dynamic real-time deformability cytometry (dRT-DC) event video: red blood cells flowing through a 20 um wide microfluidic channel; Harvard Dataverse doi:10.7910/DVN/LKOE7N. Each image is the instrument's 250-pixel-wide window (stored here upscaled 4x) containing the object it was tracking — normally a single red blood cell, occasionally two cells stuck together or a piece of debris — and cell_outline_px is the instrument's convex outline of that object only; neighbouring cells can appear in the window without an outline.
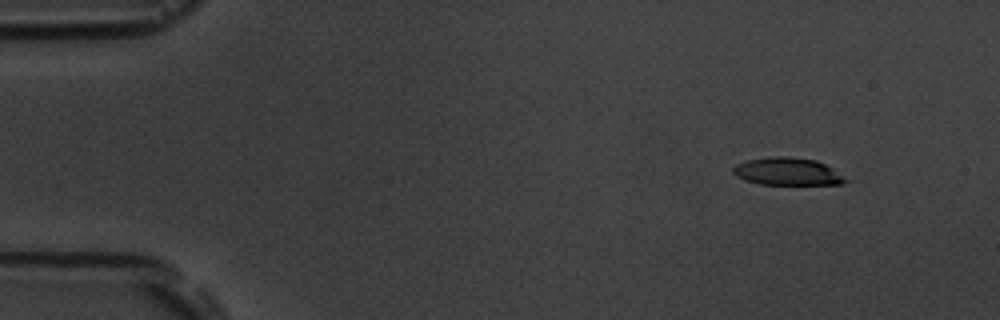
{"species": "common noctule bat (a hibernating species)", "species_latin": "Nyctalus noctula", "temperature_condition": "room temperature", "stored_images_in_passage": 5, "camera_frame_rate_fps": 3000, "um_per_image_px": 0.085, "animal": {"sex": "male", "body_mass_g": 19.5, "forearm_length_mm": 54.6}, "frame": {"image": 1, "passage_image": 2, "time_ms": 1.0, "image_size_px": [1000, 320], "cell_outline_px": [[852, 180], [844, 184], [760, 184], [744, 180], [736, 176], [732, 172], [732, 168], [736, 164], [748, 160], [772, 156], [788, 156], [816, 160], [832, 168]], "centroid_in_image_um": [66.97, 14.58], "position_along_channel_um": 18.0, "area_um2": 18.21}}
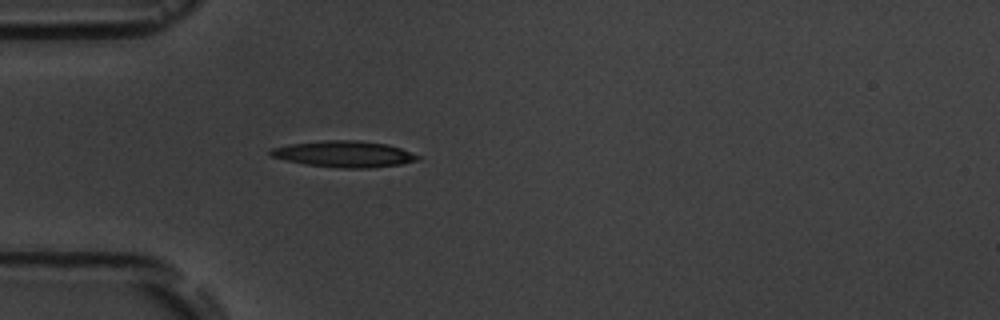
{"frame": {"image": 2, "passage_image": 5, "time_ms": 4.667, "image_size_px": [1000, 320], "cell_outline_px": [[420, 156], [416, 160], [400, 164], [368, 168], [344, 168], [304, 164], [272, 156], [268, 152], [272, 148], [288, 144], [324, 140], [356, 140], [388, 144], [400, 148]], "centroid_in_image_um": [29.23, 13.08], "position_along_channel_um": 55.8, "area_um2": 22.25}}